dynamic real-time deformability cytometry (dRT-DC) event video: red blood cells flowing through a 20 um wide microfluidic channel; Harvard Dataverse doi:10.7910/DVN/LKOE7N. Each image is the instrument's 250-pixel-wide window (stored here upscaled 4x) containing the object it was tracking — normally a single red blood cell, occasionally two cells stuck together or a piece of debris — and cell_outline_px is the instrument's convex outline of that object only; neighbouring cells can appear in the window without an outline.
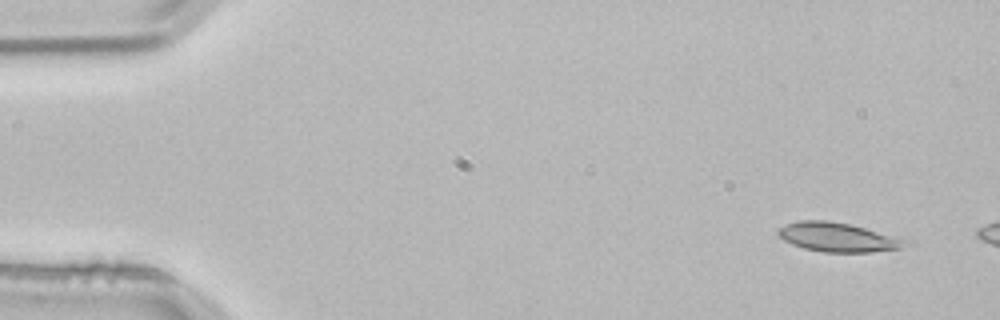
{"species": "common noctule bat (a hibernating species)", "species_latin": "Nyctalus noctula", "temperature_condition": "room temperature", "stored_images_in_passage": 3, "camera_frame_rate_fps": 3000, "um_per_image_px": 0.085, "animal": {"sex": "male", "body_mass_g": 21.5, "forearm_length_mm": 52.0}, "frame": {"image": 1, "passage_image": 1, "time_ms": 0.0, "image_size_px": [1000, 320], "cell_outline_px": [[912, 244], [900, 248], [872, 252], [824, 252], [804, 248], [792, 244], [784, 240], [776, 232], [784, 224], [800, 220], [828, 220], [852, 224], [912, 240]], "centroid_in_image_um": [71.29, 20.15], "position_along_channel_um": 13.7, "area_um2": 21.96}}